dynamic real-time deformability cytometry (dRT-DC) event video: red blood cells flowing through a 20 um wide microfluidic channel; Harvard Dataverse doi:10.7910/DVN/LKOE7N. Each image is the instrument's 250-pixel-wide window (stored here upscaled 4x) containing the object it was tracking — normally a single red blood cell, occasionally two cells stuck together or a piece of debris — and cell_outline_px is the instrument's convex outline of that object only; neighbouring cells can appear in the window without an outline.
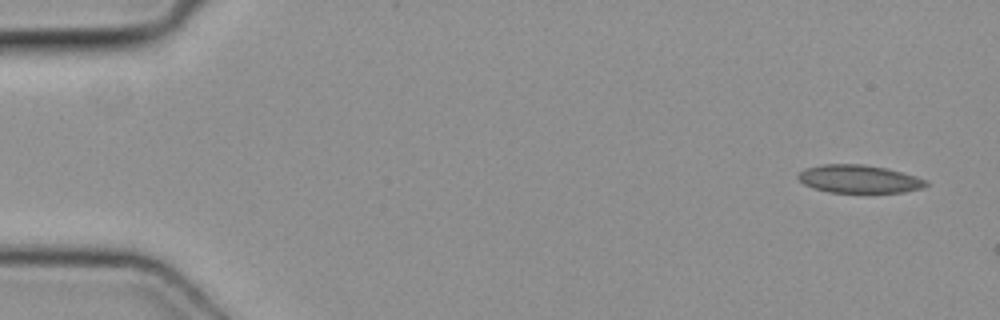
{"species": "common noctule bat (a hibernating species)", "species_latin": "Nyctalus noctula", "temperature_condition": "cold", "stored_images_in_passage": 4, "camera_frame_rate_fps": 3000, "um_per_image_px": 0.085, "animal": {"sex": "female", "body_mass_g": 19.3, "forearm_length_mm": 54.1}, "frame": {"image": 1, "passage_image": 1, "time_ms": 0.0, "image_size_px": [1000, 320], "cell_outline_px": [[928, 184], [924, 188], [904, 192], [828, 192], [812, 188], [804, 184], [796, 176], [804, 168], [824, 164], [864, 164], [888, 168], [916, 176], [928, 180]], "centroid_in_image_um": [73.03, 15.21], "position_along_channel_um": 12.0, "area_um2": 21.04}}